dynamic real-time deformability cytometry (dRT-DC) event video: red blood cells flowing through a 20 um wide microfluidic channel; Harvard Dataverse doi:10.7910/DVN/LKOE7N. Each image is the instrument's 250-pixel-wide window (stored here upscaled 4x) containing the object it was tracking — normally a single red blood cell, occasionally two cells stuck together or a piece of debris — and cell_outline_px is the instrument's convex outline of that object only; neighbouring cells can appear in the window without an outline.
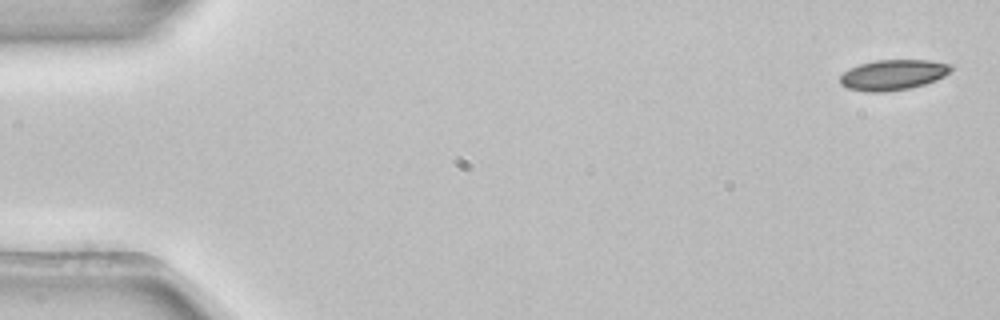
{"species": "common noctule bat (a hibernating species)", "species_latin": "Nyctalus noctula", "temperature_condition": "room temperature", "stored_images_in_passage": 5, "camera_frame_rate_fps": 3000, "um_per_image_px": 0.085, "animal": {"sex": "female", "body_mass_g": 22.7, "forearm_length_mm": 54.2}, "frame": {"image": 1, "passage_image": 1, "time_ms": 0.0, "image_size_px": [1000, 320], "cell_outline_px": [[956, 68], [944, 76], [936, 80], [924, 84], [908, 88], [884, 92], [864, 92], [848, 88], [840, 84], [840, 76], [848, 68], [860, 64], [876, 60], [928, 60], [956, 64]], "centroid_in_image_um": [75.95, 6.35], "position_along_channel_um": 9.0, "area_um2": 19.94}}
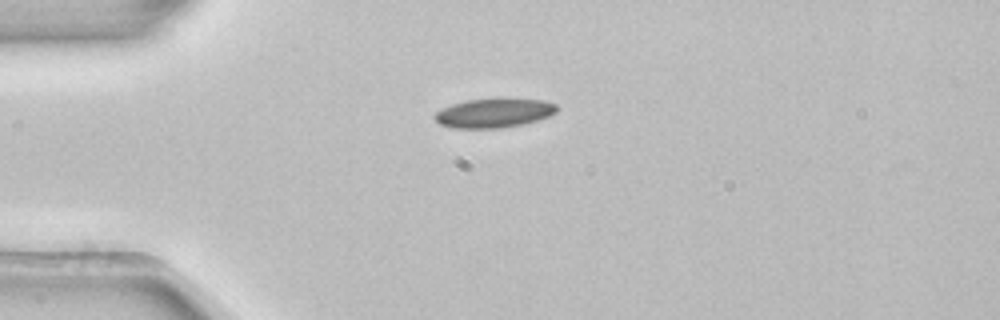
{"frame": {"image": 2, "passage_image": 4, "time_ms": 1.0, "image_size_px": [1000, 320], "cell_outline_px": [[560, 108], [556, 112], [548, 116], [536, 120], [520, 124], [496, 128], [452, 128], [440, 124], [432, 116], [436, 112], [452, 104], [468, 100], [500, 96], [504, 96], [544, 100], [556, 104]], "centroid_in_image_um": [42.01, 9.56], "position_along_channel_um": 43.0, "area_um2": 21.27}}